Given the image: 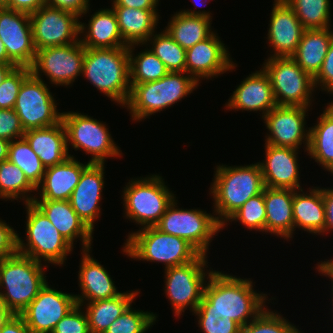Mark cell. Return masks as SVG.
<instances>
[{
    "label": "cell",
    "instance_id": "obj_1",
    "mask_svg": "<svg viewBox=\"0 0 333 333\" xmlns=\"http://www.w3.org/2000/svg\"><path fill=\"white\" fill-rule=\"evenodd\" d=\"M206 280L203 298L194 312H222L242 328L266 307L268 294L254 291L250 278L213 270Z\"/></svg>",
    "mask_w": 333,
    "mask_h": 333
},
{
    "label": "cell",
    "instance_id": "obj_2",
    "mask_svg": "<svg viewBox=\"0 0 333 333\" xmlns=\"http://www.w3.org/2000/svg\"><path fill=\"white\" fill-rule=\"evenodd\" d=\"M210 195L217 221L223 225L246 201L263 192L265 185L257 163L244 166L217 165Z\"/></svg>",
    "mask_w": 333,
    "mask_h": 333
},
{
    "label": "cell",
    "instance_id": "obj_3",
    "mask_svg": "<svg viewBox=\"0 0 333 333\" xmlns=\"http://www.w3.org/2000/svg\"><path fill=\"white\" fill-rule=\"evenodd\" d=\"M82 75L111 101L125 107L131 92L129 47L85 48Z\"/></svg>",
    "mask_w": 333,
    "mask_h": 333
},
{
    "label": "cell",
    "instance_id": "obj_4",
    "mask_svg": "<svg viewBox=\"0 0 333 333\" xmlns=\"http://www.w3.org/2000/svg\"><path fill=\"white\" fill-rule=\"evenodd\" d=\"M45 267L20 253L0 260V293L11 314L20 315L46 284Z\"/></svg>",
    "mask_w": 333,
    "mask_h": 333
},
{
    "label": "cell",
    "instance_id": "obj_5",
    "mask_svg": "<svg viewBox=\"0 0 333 333\" xmlns=\"http://www.w3.org/2000/svg\"><path fill=\"white\" fill-rule=\"evenodd\" d=\"M198 84L186 72H168L159 80L135 84L125 107L130 111L132 121H142L181 101L192 93Z\"/></svg>",
    "mask_w": 333,
    "mask_h": 333
},
{
    "label": "cell",
    "instance_id": "obj_6",
    "mask_svg": "<svg viewBox=\"0 0 333 333\" xmlns=\"http://www.w3.org/2000/svg\"><path fill=\"white\" fill-rule=\"evenodd\" d=\"M123 254L131 259L158 262L165 269L194 261L201 253L183 238L161 232L149 226L129 233Z\"/></svg>",
    "mask_w": 333,
    "mask_h": 333
},
{
    "label": "cell",
    "instance_id": "obj_7",
    "mask_svg": "<svg viewBox=\"0 0 333 333\" xmlns=\"http://www.w3.org/2000/svg\"><path fill=\"white\" fill-rule=\"evenodd\" d=\"M122 192L125 217L141 228L155 226L176 198L159 174L132 178Z\"/></svg>",
    "mask_w": 333,
    "mask_h": 333
},
{
    "label": "cell",
    "instance_id": "obj_8",
    "mask_svg": "<svg viewBox=\"0 0 333 333\" xmlns=\"http://www.w3.org/2000/svg\"><path fill=\"white\" fill-rule=\"evenodd\" d=\"M26 206V242L18 235V253L45 265L62 266L73 246L65 240L43 212L33 203ZM42 260V261H41Z\"/></svg>",
    "mask_w": 333,
    "mask_h": 333
},
{
    "label": "cell",
    "instance_id": "obj_9",
    "mask_svg": "<svg viewBox=\"0 0 333 333\" xmlns=\"http://www.w3.org/2000/svg\"><path fill=\"white\" fill-rule=\"evenodd\" d=\"M62 122L66 130L67 150L69 145L75 150L90 154V163H105L106 158L122 157V151L114 142L106 124L93 117L78 112H62Z\"/></svg>",
    "mask_w": 333,
    "mask_h": 333
},
{
    "label": "cell",
    "instance_id": "obj_10",
    "mask_svg": "<svg viewBox=\"0 0 333 333\" xmlns=\"http://www.w3.org/2000/svg\"><path fill=\"white\" fill-rule=\"evenodd\" d=\"M265 61L262 68L270 78L276 104L309 108L314 101V78L292 57H272Z\"/></svg>",
    "mask_w": 333,
    "mask_h": 333
},
{
    "label": "cell",
    "instance_id": "obj_11",
    "mask_svg": "<svg viewBox=\"0 0 333 333\" xmlns=\"http://www.w3.org/2000/svg\"><path fill=\"white\" fill-rule=\"evenodd\" d=\"M206 258L207 255L200 254L194 261L187 264L164 269V293L170 301L175 317L179 318L185 309L188 310V307L194 312L200 304L207 282L205 279L213 271V269H206L209 263ZM205 269L208 271L205 272Z\"/></svg>",
    "mask_w": 333,
    "mask_h": 333
},
{
    "label": "cell",
    "instance_id": "obj_12",
    "mask_svg": "<svg viewBox=\"0 0 333 333\" xmlns=\"http://www.w3.org/2000/svg\"><path fill=\"white\" fill-rule=\"evenodd\" d=\"M174 201L155 225L157 229L188 241L201 254L206 255L212 238L222 230L215 215L200 209H180Z\"/></svg>",
    "mask_w": 333,
    "mask_h": 333
},
{
    "label": "cell",
    "instance_id": "obj_13",
    "mask_svg": "<svg viewBox=\"0 0 333 333\" xmlns=\"http://www.w3.org/2000/svg\"><path fill=\"white\" fill-rule=\"evenodd\" d=\"M47 86L32 72L24 79L13 108L24 131L51 127L62 121V113Z\"/></svg>",
    "mask_w": 333,
    "mask_h": 333
},
{
    "label": "cell",
    "instance_id": "obj_14",
    "mask_svg": "<svg viewBox=\"0 0 333 333\" xmlns=\"http://www.w3.org/2000/svg\"><path fill=\"white\" fill-rule=\"evenodd\" d=\"M80 16L74 12L43 5L30 14L36 51L80 41Z\"/></svg>",
    "mask_w": 333,
    "mask_h": 333
},
{
    "label": "cell",
    "instance_id": "obj_15",
    "mask_svg": "<svg viewBox=\"0 0 333 333\" xmlns=\"http://www.w3.org/2000/svg\"><path fill=\"white\" fill-rule=\"evenodd\" d=\"M85 47L80 41L65 45L46 47L36 52V58L30 67L31 72L39 79L42 74L50 80V84L67 87L73 84L77 76H81Z\"/></svg>",
    "mask_w": 333,
    "mask_h": 333
},
{
    "label": "cell",
    "instance_id": "obj_16",
    "mask_svg": "<svg viewBox=\"0 0 333 333\" xmlns=\"http://www.w3.org/2000/svg\"><path fill=\"white\" fill-rule=\"evenodd\" d=\"M77 305L75 294L46 284L20 314L32 333H52L56 324Z\"/></svg>",
    "mask_w": 333,
    "mask_h": 333
},
{
    "label": "cell",
    "instance_id": "obj_17",
    "mask_svg": "<svg viewBox=\"0 0 333 333\" xmlns=\"http://www.w3.org/2000/svg\"><path fill=\"white\" fill-rule=\"evenodd\" d=\"M308 109L302 106L278 105L271 109L263 117L266 129L269 131V134L265 136V143L298 150L303 143L307 152L310 130L305 129V117Z\"/></svg>",
    "mask_w": 333,
    "mask_h": 333
},
{
    "label": "cell",
    "instance_id": "obj_18",
    "mask_svg": "<svg viewBox=\"0 0 333 333\" xmlns=\"http://www.w3.org/2000/svg\"><path fill=\"white\" fill-rule=\"evenodd\" d=\"M0 40L17 66L31 67L36 58L30 14L0 8Z\"/></svg>",
    "mask_w": 333,
    "mask_h": 333
},
{
    "label": "cell",
    "instance_id": "obj_19",
    "mask_svg": "<svg viewBox=\"0 0 333 333\" xmlns=\"http://www.w3.org/2000/svg\"><path fill=\"white\" fill-rule=\"evenodd\" d=\"M217 33L186 50L185 72L199 84L201 79L218 77L237 66ZM200 81V82H199Z\"/></svg>",
    "mask_w": 333,
    "mask_h": 333
},
{
    "label": "cell",
    "instance_id": "obj_20",
    "mask_svg": "<svg viewBox=\"0 0 333 333\" xmlns=\"http://www.w3.org/2000/svg\"><path fill=\"white\" fill-rule=\"evenodd\" d=\"M298 149L265 143V160L258 162L264 185L275 189H302L298 165Z\"/></svg>",
    "mask_w": 333,
    "mask_h": 333
},
{
    "label": "cell",
    "instance_id": "obj_21",
    "mask_svg": "<svg viewBox=\"0 0 333 333\" xmlns=\"http://www.w3.org/2000/svg\"><path fill=\"white\" fill-rule=\"evenodd\" d=\"M104 165V163H90L83 170L69 200L73 210L92 231L95 221L101 214L99 205L105 184Z\"/></svg>",
    "mask_w": 333,
    "mask_h": 333
},
{
    "label": "cell",
    "instance_id": "obj_22",
    "mask_svg": "<svg viewBox=\"0 0 333 333\" xmlns=\"http://www.w3.org/2000/svg\"><path fill=\"white\" fill-rule=\"evenodd\" d=\"M270 15L267 39L274 53L267 58L291 57L305 29L284 0H274Z\"/></svg>",
    "mask_w": 333,
    "mask_h": 333
},
{
    "label": "cell",
    "instance_id": "obj_23",
    "mask_svg": "<svg viewBox=\"0 0 333 333\" xmlns=\"http://www.w3.org/2000/svg\"><path fill=\"white\" fill-rule=\"evenodd\" d=\"M227 109L260 111L262 118L277 106L271 81L264 69L249 74L233 91L225 104Z\"/></svg>",
    "mask_w": 333,
    "mask_h": 333
},
{
    "label": "cell",
    "instance_id": "obj_24",
    "mask_svg": "<svg viewBox=\"0 0 333 333\" xmlns=\"http://www.w3.org/2000/svg\"><path fill=\"white\" fill-rule=\"evenodd\" d=\"M33 203L72 246L80 238L82 250L92 248L94 233L73 210L70 201L34 199Z\"/></svg>",
    "mask_w": 333,
    "mask_h": 333
},
{
    "label": "cell",
    "instance_id": "obj_25",
    "mask_svg": "<svg viewBox=\"0 0 333 333\" xmlns=\"http://www.w3.org/2000/svg\"><path fill=\"white\" fill-rule=\"evenodd\" d=\"M91 248L82 250L78 273L81 294L75 295L77 305L116 297L118 292L108 271L90 254Z\"/></svg>",
    "mask_w": 333,
    "mask_h": 333
},
{
    "label": "cell",
    "instance_id": "obj_26",
    "mask_svg": "<svg viewBox=\"0 0 333 333\" xmlns=\"http://www.w3.org/2000/svg\"><path fill=\"white\" fill-rule=\"evenodd\" d=\"M90 164H83L73 155L62 163L45 169L41 184L36 188L40 198L39 200H70L74 188L79 183L83 170ZM41 187V188H40Z\"/></svg>",
    "mask_w": 333,
    "mask_h": 333
},
{
    "label": "cell",
    "instance_id": "obj_27",
    "mask_svg": "<svg viewBox=\"0 0 333 333\" xmlns=\"http://www.w3.org/2000/svg\"><path fill=\"white\" fill-rule=\"evenodd\" d=\"M211 12L206 10H181L168 21L165 30L185 50L210 37L214 31L211 28Z\"/></svg>",
    "mask_w": 333,
    "mask_h": 333
},
{
    "label": "cell",
    "instance_id": "obj_28",
    "mask_svg": "<svg viewBox=\"0 0 333 333\" xmlns=\"http://www.w3.org/2000/svg\"><path fill=\"white\" fill-rule=\"evenodd\" d=\"M80 34L84 37L80 36V42L85 48L129 47L123 41L117 17L112 8L95 11L88 24L80 22Z\"/></svg>",
    "mask_w": 333,
    "mask_h": 333
},
{
    "label": "cell",
    "instance_id": "obj_29",
    "mask_svg": "<svg viewBox=\"0 0 333 333\" xmlns=\"http://www.w3.org/2000/svg\"><path fill=\"white\" fill-rule=\"evenodd\" d=\"M294 190L264 188L266 232L291 240L294 233Z\"/></svg>",
    "mask_w": 333,
    "mask_h": 333
},
{
    "label": "cell",
    "instance_id": "obj_30",
    "mask_svg": "<svg viewBox=\"0 0 333 333\" xmlns=\"http://www.w3.org/2000/svg\"><path fill=\"white\" fill-rule=\"evenodd\" d=\"M23 137L45 168L60 164L70 156L62 121L51 127L25 131Z\"/></svg>",
    "mask_w": 333,
    "mask_h": 333
},
{
    "label": "cell",
    "instance_id": "obj_31",
    "mask_svg": "<svg viewBox=\"0 0 333 333\" xmlns=\"http://www.w3.org/2000/svg\"><path fill=\"white\" fill-rule=\"evenodd\" d=\"M293 220L294 231L301 228L314 235L325 234V207L320 187L309 188V193L294 190Z\"/></svg>",
    "mask_w": 333,
    "mask_h": 333
},
{
    "label": "cell",
    "instance_id": "obj_32",
    "mask_svg": "<svg viewBox=\"0 0 333 333\" xmlns=\"http://www.w3.org/2000/svg\"><path fill=\"white\" fill-rule=\"evenodd\" d=\"M117 17L123 41L128 45H144L159 23L157 10L111 7Z\"/></svg>",
    "mask_w": 333,
    "mask_h": 333
},
{
    "label": "cell",
    "instance_id": "obj_33",
    "mask_svg": "<svg viewBox=\"0 0 333 333\" xmlns=\"http://www.w3.org/2000/svg\"><path fill=\"white\" fill-rule=\"evenodd\" d=\"M333 39V30L306 29L303 31L293 60L313 78L321 69L329 45Z\"/></svg>",
    "mask_w": 333,
    "mask_h": 333
},
{
    "label": "cell",
    "instance_id": "obj_34",
    "mask_svg": "<svg viewBox=\"0 0 333 333\" xmlns=\"http://www.w3.org/2000/svg\"><path fill=\"white\" fill-rule=\"evenodd\" d=\"M309 134L308 155L333 174V101L325 106Z\"/></svg>",
    "mask_w": 333,
    "mask_h": 333
},
{
    "label": "cell",
    "instance_id": "obj_35",
    "mask_svg": "<svg viewBox=\"0 0 333 333\" xmlns=\"http://www.w3.org/2000/svg\"><path fill=\"white\" fill-rule=\"evenodd\" d=\"M140 290L121 292L116 297L84 303L90 333H104L130 305Z\"/></svg>",
    "mask_w": 333,
    "mask_h": 333
},
{
    "label": "cell",
    "instance_id": "obj_36",
    "mask_svg": "<svg viewBox=\"0 0 333 333\" xmlns=\"http://www.w3.org/2000/svg\"><path fill=\"white\" fill-rule=\"evenodd\" d=\"M33 191H36V188L17 165L8 159L0 162V199H22L25 203H31L36 196H29L28 193Z\"/></svg>",
    "mask_w": 333,
    "mask_h": 333
},
{
    "label": "cell",
    "instance_id": "obj_37",
    "mask_svg": "<svg viewBox=\"0 0 333 333\" xmlns=\"http://www.w3.org/2000/svg\"><path fill=\"white\" fill-rule=\"evenodd\" d=\"M136 44L129 46V71L131 88L135 84L156 81L169 71L164 63L148 47L139 54L133 53Z\"/></svg>",
    "mask_w": 333,
    "mask_h": 333
},
{
    "label": "cell",
    "instance_id": "obj_38",
    "mask_svg": "<svg viewBox=\"0 0 333 333\" xmlns=\"http://www.w3.org/2000/svg\"><path fill=\"white\" fill-rule=\"evenodd\" d=\"M8 160L17 165L24 172L27 180L38 188L46 168L24 137L9 143Z\"/></svg>",
    "mask_w": 333,
    "mask_h": 333
},
{
    "label": "cell",
    "instance_id": "obj_39",
    "mask_svg": "<svg viewBox=\"0 0 333 333\" xmlns=\"http://www.w3.org/2000/svg\"><path fill=\"white\" fill-rule=\"evenodd\" d=\"M294 11L303 28H331L330 0H284Z\"/></svg>",
    "mask_w": 333,
    "mask_h": 333
},
{
    "label": "cell",
    "instance_id": "obj_40",
    "mask_svg": "<svg viewBox=\"0 0 333 333\" xmlns=\"http://www.w3.org/2000/svg\"><path fill=\"white\" fill-rule=\"evenodd\" d=\"M154 33L144 44L149 42V49L164 63L169 72H185L186 50L182 48L166 30Z\"/></svg>",
    "mask_w": 333,
    "mask_h": 333
},
{
    "label": "cell",
    "instance_id": "obj_41",
    "mask_svg": "<svg viewBox=\"0 0 333 333\" xmlns=\"http://www.w3.org/2000/svg\"><path fill=\"white\" fill-rule=\"evenodd\" d=\"M240 221L242 225L251 231L266 233V208L264 203V190L262 193L251 197L235 213H233L222 225L225 228L227 222Z\"/></svg>",
    "mask_w": 333,
    "mask_h": 333
},
{
    "label": "cell",
    "instance_id": "obj_42",
    "mask_svg": "<svg viewBox=\"0 0 333 333\" xmlns=\"http://www.w3.org/2000/svg\"><path fill=\"white\" fill-rule=\"evenodd\" d=\"M156 319L153 312L133 310L130 305L104 333H145Z\"/></svg>",
    "mask_w": 333,
    "mask_h": 333
},
{
    "label": "cell",
    "instance_id": "obj_43",
    "mask_svg": "<svg viewBox=\"0 0 333 333\" xmlns=\"http://www.w3.org/2000/svg\"><path fill=\"white\" fill-rule=\"evenodd\" d=\"M240 333H301L278 312L264 308Z\"/></svg>",
    "mask_w": 333,
    "mask_h": 333
},
{
    "label": "cell",
    "instance_id": "obj_44",
    "mask_svg": "<svg viewBox=\"0 0 333 333\" xmlns=\"http://www.w3.org/2000/svg\"><path fill=\"white\" fill-rule=\"evenodd\" d=\"M31 73L27 66L15 67L0 85V109H13L24 79Z\"/></svg>",
    "mask_w": 333,
    "mask_h": 333
},
{
    "label": "cell",
    "instance_id": "obj_45",
    "mask_svg": "<svg viewBox=\"0 0 333 333\" xmlns=\"http://www.w3.org/2000/svg\"><path fill=\"white\" fill-rule=\"evenodd\" d=\"M204 333H240L241 327L222 312H193Z\"/></svg>",
    "mask_w": 333,
    "mask_h": 333
},
{
    "label": "cell",
    "instance_id": "obj_46",
    "mask_svg": "<svg viewBox=\"0 0 333 333\" xmlns=\"http://www.w3.org/2000/svg\"><path fill=\"white\" fill-rule=\"evenodd\" d=\"M52 333H90L85 309L76 305L56 324Z\"/></svg>",
    "mask_w": 333,
    "mask_h": 333
},
{
    "label": "cell",
    "instance_id": "obj_47",
    "mask_svg": "<svg viewBox=\"0 0 333 333\" xmlns=\"http://www.w3.org/2000/svg\"><path fill=\"white\" fill-rule=\"evenodd\" d=\"M25 131L14 109H0V138L9 142L22 138Z\"/></svg>",
    "mask_w": 333,
    "mask_h": 333
},
{
    "label": "cell",
    "instance_id": "obj_48",
    "mask_svg": "<svg viewBox=\"0 0 333 333\" xmlns=\"http://www.w3.org/2000/svg\"><path fill=\"white\" fill-rule=\"evenodd\" d=\"M315 88L320 87L322 91L333 94V39L329 45L327 54L322 63L321 69L314 77Z\"/></svg>",
    "mask_w": 333,
    "mask_h": 333
},
{
    "label": "cell",
    "instance_id": "obj_49",
    "mask_svg": "<svg viewBox=\"0 0 333 333\" xmlns=\"http://www.w3.org/2000/svg\"><path fill=\"white\" fill-rule=\"evenodd\" d=\"M18 253V233L0 219V260Z\"/></svg>",
    "mask_w": 333,
    "mask_h": 333
},
{
    "label": "cell",
    "instance_id": "obj_50",
    "mask_svg": "<svg viewBox=\"0 0 333 333\" xmlns=\"http://www.w3.org/2000/svg\"><path fill=\"white\" fill-rule=\"evenodd\" d=\"M46 5L74 12L81 18L89 12V0H45Z\"/></svg>",
    "mask_w": 333,
    "mask_h": 333
},
{
    "label": "cell",
    "instance_id": "obj_51",
    "mask_svg": "<svg viewBox=\"0 0 333 333\" xmlns=\"http://www.w3.org/2000/svg\"><path fill=\"white\" fill-rule=\"evenodd\" d=\"M0 333H32L21 315L11 314L0 328Z\"/></svg>",
    "mask_w": 333,
    "mask_h": 333
},
{
    "label": "cell",
    "instance_id": "obj_52",
    "mask_svg": "<svg viewBox=\"0 0 333 333\" xmlns=\"http://www.w3.org/2000/svg\"><path fill=\"white\" fill-rule=\"evenodd\" d=\"M325 207V233L333 231V187L322 188Z\"/></svg>",
    "mask_w": 333,
    "mask_h": 333
},
{
    "label": "cell",
    "instance_id": "obj_53",
    "mask_svg": "<svg viewBox=\"0 0 333 333\" xmlns=\"http://www.w3.org/2000/svg\"><path fill=\"white\" fill-rule=\"evenodd\" d=\"M45 4V0H10L9 9L32 14Z\"/></svg>",
    "mask_w": 333,
    "mask_h": 333
},
{
    "label": "cell",
    "instance_id": "obj_54",
    "mask_svg": "<svg viewBox=\"0 0 333 333\" xmlns=\"http://www.w3.org/2000/svg\"><path fill=\"white\" fill-rule=\"evenodd\" d=\"M160 0H113L112 7H129L144 10H157Z\"/></svg>",
    "mask_w": 333,
    "mask_h": 333
},
{
    "label": "cell",
    "instance_id": "obj_55",
    "mask_svg": "<svg viewBox=\"0 0 333 333\" xmlns=\"http://www.w3.org/2000/svg\"><path fill=\"white\" fill-rule=\"evenodd\" d=\"M316 269L319 273L324 276H328L331 279L332 289H333V259L327 261H321L316 266Z\"/></svg>",
    "mask_w": 333,
    "mask_h": 333
},
{
    "label": "cell",
    "instance_id": "obj_56",
    "mask_svg": "<svg viewBox=\"0 0 333 333\" xmlns=\"http://www.w3.org/2000/svg\"><path fill=\"white\" fill-rule=\"evenodd\" d=\"M16 64H3L0 63V85L6 78V76L15 68Z\"/></svg>",
    "mask_w": 333,
    "mask_h": 333
},
{
    "label": "cell",
    "instance_id": "obj_57",
    "mask_svg": "<svg viewBox=\"0 0 333 333\" xmlns=\"http://www.w3.org/2000/svg\"><path fill=\"white\" fill-rule=\"evenodd\" d=\"M9 141L0 138V162L8 159Z\"/></svg>",
    "mask_w": 333,
    "mask_h": 333
},
{
    "label": "cell",
    "instance_id": "obj_58",
    "mask_svg": "<svg viewBox=\"0 0 333 333\" xmlns=\"http://www.w3.org/2000/svg\"><path fill=\"white\" fill-rule=\"evenodd\" d=\"M0 63L3 64H15L7 55L5 45L0 40Z\"/></svg>",
    "mask_w": 333,
    "mask_h": 333
},
{
    "label": "cell",
    "instance_id": "obj_59",
    "mask_svg": "<svg viewBox=\"0 0 333 333\" xmlns=\"http://www.w3.org/2000/svg\"><path fill=\"white\" fill-rule=\"evenodd\" d=\"M0 315H11V313L7 310L3 296L0 293Z\"/></svg>",
    "mask_w": 333,
    "mask_h": 333
},
{
    "label": "cell",
    "instance_id": "obj_60",
    "mask_svg": "<svg viewBox=\"0 0 333 333\" xmlns=\"http://www.w3.org/2000/svg\"><path fill=\"white\" fill-rule=\"evenodd\" d=\"M9 1L10 0H0V8H8L9 9Z\"/></svg>",
    "mask_w": 333,
    "mask_h": 333
},
{
    "label": "cell",
    "instance_id": "obj_61",
    "mask_svg": "<svg viewBox=\"0 0 333 333\" xmlns=\"http://www.w3.org/2000/svg\"><path fill=\"white\" fill-rule=\"evenodd\" d=\"M10 315H0V328Z\"/></svg>",
    "mask_w": 333,
    "mask_h": 333
},
{
    "label": "cell",
    "instance_id": "obj_62",
    "mask_svg": "<svg viewBox=\"0 0 333 333\" xmlns=\"http://www.w3.org/2000/svg\"><path fill=\"white\" fill-rule=\"evenodd\" d=\"M199 1H200V0H199ZM194 2L196 3V1H194ZM199 3H200V2H199ZM199 3H198V4H199ZM200 4H201V3H200ZM194 5H196V6H195V8H196V7H198V5H197V4H194ZM201 5H202V4H201ZM199 6H200V5H199Z\"/></svg>",
    "mask_w": 333,
    "mask_h": 333
}]
</instances>
